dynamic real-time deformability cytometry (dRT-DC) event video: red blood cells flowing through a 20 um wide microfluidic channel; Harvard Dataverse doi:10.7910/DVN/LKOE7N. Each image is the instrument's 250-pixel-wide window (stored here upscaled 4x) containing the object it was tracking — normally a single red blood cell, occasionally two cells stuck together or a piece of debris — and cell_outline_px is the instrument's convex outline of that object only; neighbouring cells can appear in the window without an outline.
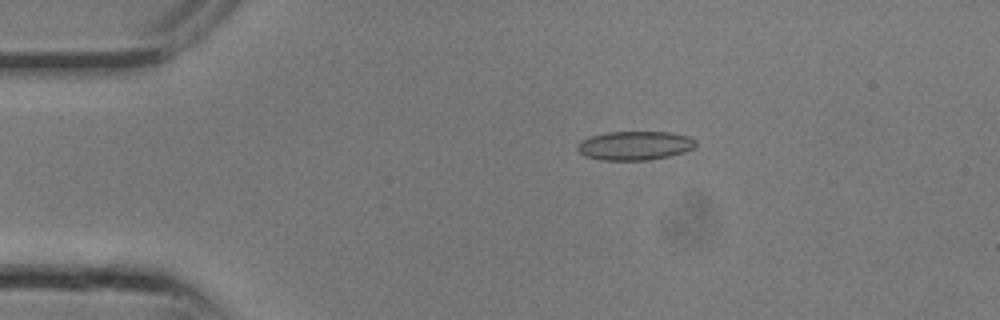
{"species": "common noctule bat (a hibernating species)", "species_latin": "Nyctalus noctula", "temperature_condition": "room temperature", "stored_images_in_passage": 12, "camera_frame_rate_fps": 3000, "um_per_image_px": 0.085, "animal": {"sex": "male", "body_mass_g": 13.3}, "frame": {"image": 1, "passage_image": 5, "time_ms": 1.333, "image_size_px": [1000, 320], "cell_outline_px": [[696, 144], [692, 148], [684, 152], [668, 156], [648, 160], [600, 160], [584, 156], [576, 148], [576, 144], [580, 140], [588, 136], [608, 132], [668, 132], [688, 136], [696, 140]], "centroid_in_image_um": [53.9, 12.37], "position_along_channel_um": 31.1, "area_um2": 20.06}}
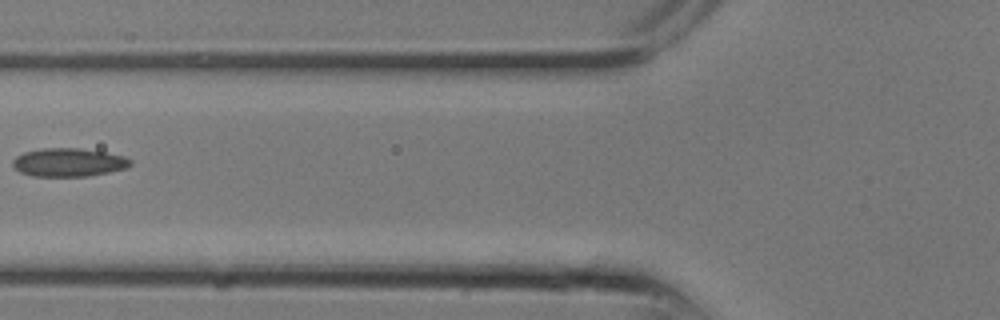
{"frame": {"image": 2, "passage_image": 10, "time_ms": 3.0, "image_size_px": [1000, 320], "cell_outline_px": [[132, 164], [128, 168], [88, 176], [32, 176], [20, 172], [12, 164], [12, 160], [16, 156], [24, 152], [40, 148], [80, 148], [104, 152], [124, 156], [132, 160]], "centroid_in_image_um": [5.84, 13.8], "position_along_channel_um": 120.0, "area_um2": 19.54}}
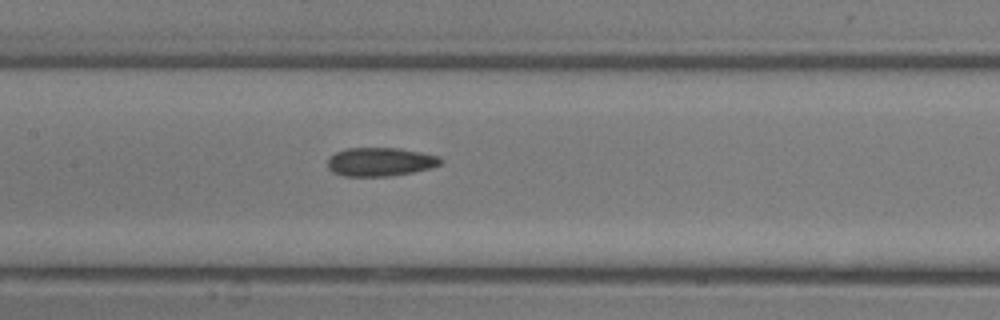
{"frame": {"image": 3, "passage_image": 12, "time_ms": 3.667, "image_size_px": [1000, 320], "cell_outline_px": [[444, 160], [440, 164], [432, 168], [412, 172], [388, 176], [344, 176], [332, 172], [328, 168], [328, 156], [344, 148], [400, 148], [440, 156]], "centroid_in_image_um": [32.32, 13.75], "position_along_channel_um": 175.1, "area_um2": 19.02}}